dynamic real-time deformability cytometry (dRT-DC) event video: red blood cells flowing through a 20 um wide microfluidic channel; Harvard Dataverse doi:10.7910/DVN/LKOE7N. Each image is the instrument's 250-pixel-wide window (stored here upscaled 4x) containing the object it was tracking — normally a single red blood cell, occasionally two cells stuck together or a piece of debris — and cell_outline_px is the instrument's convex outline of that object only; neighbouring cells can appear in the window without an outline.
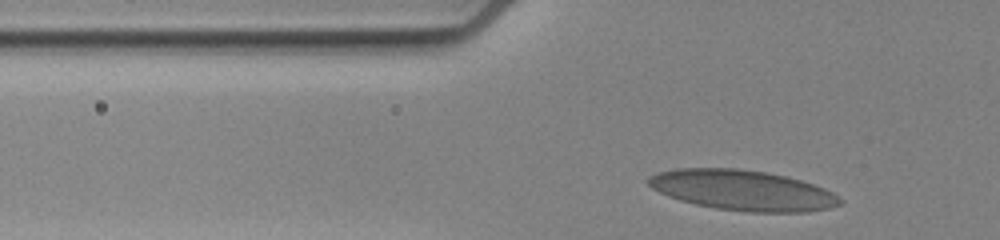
{"species": "human", "species_latin": "Homo sapiens", "temperature_condition": "cold", "stored_images_in_passage": 36, "camera_frame_rate_fps": 3000, "um_per_image_px": 0.085, "donor": {"sex": "female"}, "frame": {"image": 1, "passage_image": 5, "time_ms": 1.333, "image_size_px": [1000, 240], "cell_outline_px": [[844, 200], [840, 204], [828, 208], [804, 212], [744, 212], [716, 208], [696, 204], [680, 200], [668, 196], [652, 188], [648, 184], [648, 180], [652, 176], [660, 172], [676, 168], [736, 168], [764, 172], [784, 176], [800, 180], [824, 188], [832, 192]], "centroid_in_image_um": [63.13, 16.18], "position_along_channel_um": 62.7, "area_um2": 44.68}}
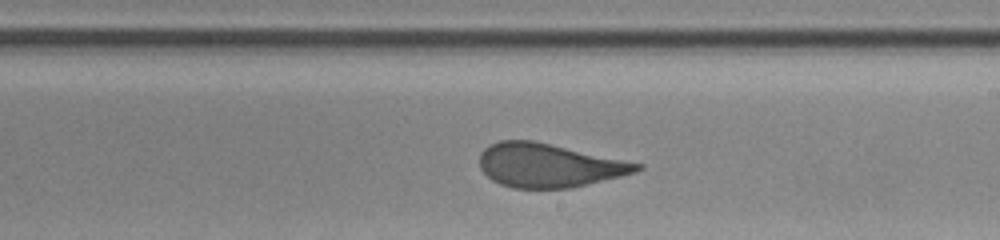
{"frame": {"image": 2, "passage_image": 22, "time_ms": 7.0, "image_size_px": [1000, 240], "cell_outline_px": [[644, 168], [636, 172], [588, 184], [568, 188], [512, 188], [500, 184], [492, 180], [480, 168], [480, 152], [484, 148], [500, 140], [532, 140], [644, 164]], "centroid_in_image_um": [46.65, 14.05], "position_along_channel_um": 242.4, "area_um2": 39.88}}
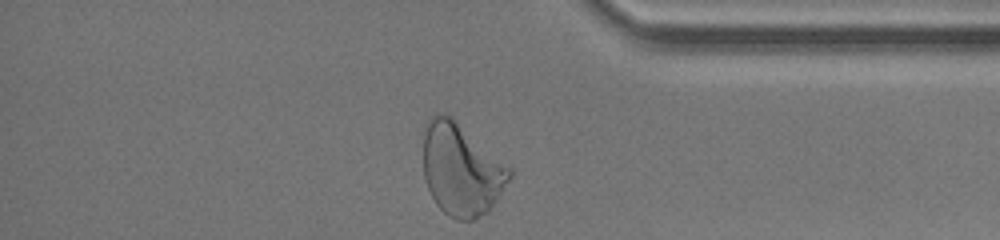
{"frame": {"image": 3, "passage_image": 36, "time_ms": 11.667, "image_size_px": [1000, 240], "cell_outline_px": [[512, 176], [488, 212], [472, 220], [456, 220], [448, 216], [436, 204], [428, 188], [424, 176], [420, 132], [424, 124], [432, 116], [440, 112], [452, 116], [512, 168]], "centroid_in_image_um": [39.16, 14.36], "position_along_channel_um": 396.0, "area_um2": 47.22}, "authors_computed_cell_mechanics": {"area_um2": 41.1536, "velocity_mm_per_s": 3.4325, "shape_relaxation_time_tau1_ms": 7.2022, "shape_relaxation_time_tau2_ms": null, "deformation_change_tau1": 0.1807, "deformation_change_tau2": null}}